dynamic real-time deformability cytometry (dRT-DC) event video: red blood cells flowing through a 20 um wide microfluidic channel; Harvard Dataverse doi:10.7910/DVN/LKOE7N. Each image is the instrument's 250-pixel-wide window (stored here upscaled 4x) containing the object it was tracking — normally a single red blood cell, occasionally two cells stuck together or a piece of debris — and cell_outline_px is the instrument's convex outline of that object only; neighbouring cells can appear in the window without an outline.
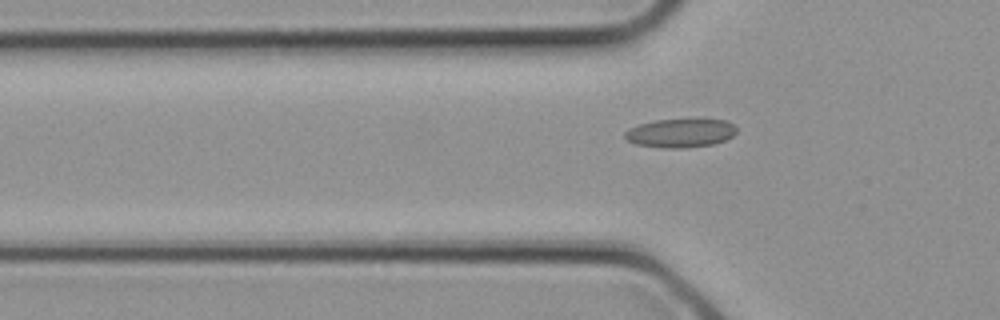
{"species": "common noctule bat (a hibernating species)", "species_latin": "Nyctalus noctula", "temperature_condition": "cold", "stored_images_in_passage": 5, "camera_frame_rate_fps": 3000, "um_per_image_px": 0.085, "animal": {"sex": "female", "body_mass_g": 21.9}, "frame": {"image": 1, "passage_image": 5, "time_ms": 1.333, "image_size_px": [1000, 320], "cell_outline_px": [[736, 132], [732, 136], [724, 140], [712, 144], [684, 148], [660, 148], [636, 144], [628, 140], [624, 136], [624, 132], [628, 128], [640, 124], [656, 120], [724, 120], [732, 124], [736, 128]], "centroid_in_image_um": [57.79, 11.32], "position_along_channel_um": 68.0, "area_um2": 18.44}}